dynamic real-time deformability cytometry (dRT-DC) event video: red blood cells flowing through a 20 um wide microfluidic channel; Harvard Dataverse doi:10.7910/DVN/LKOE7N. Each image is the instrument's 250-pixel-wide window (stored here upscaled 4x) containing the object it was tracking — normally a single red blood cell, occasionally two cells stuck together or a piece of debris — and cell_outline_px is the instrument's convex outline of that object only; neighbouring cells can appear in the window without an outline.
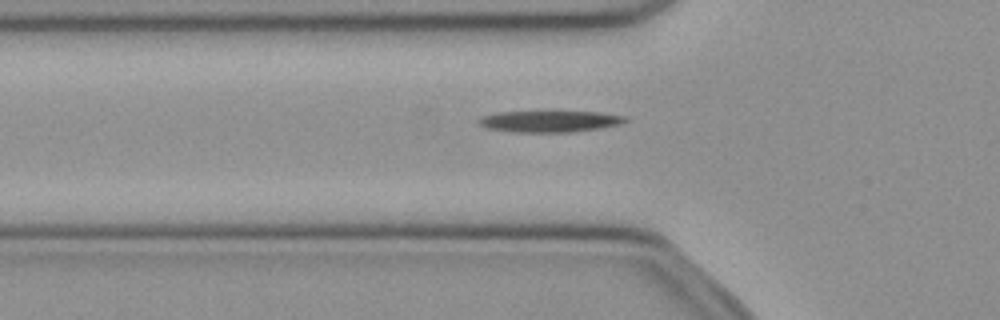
{"species": "common noctule bat (a hibernating species)", "species_latin": "Nyctalus noctula", "temperature_condition": "cold", "stored_images_in_passage": 42, "camera_frame_rate_fps": 3000, "um_per_image_px": 0.085, "animal": {"sex": "female", "body_mass_g": 21.9}, "frame": {"image": 1, "passage_image": 17, "time_ms": 5.333, "image_size_px": [1000, 320], "cell_outline_px": [[628, 120], [620, 124], [600, 128], [572, 132], [512, 132], [484, 128], [476, 120], [480, 116], [500, 112], [596, 112], [628, 116]], "centroid_in_image_um": [46.69, 10.32], "position_along_channel_um": 79.1, "area_um2": 18.32}}
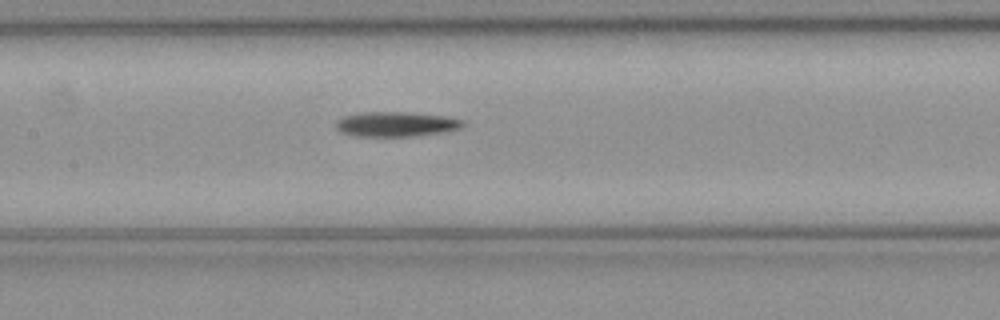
{"frame": {"image": 2, "passage_image": 24, "time_ms": 7.667, "image_size_px": [1000, 320], "cell_outline_px": [[468, 124], [464, 128], [444, 132], [420, 136], [356, 136], [340, 132], [336, 128], [336, 124], [344, 116], [364, 112], [408, 112], [444, 116], [464, 120]], "centroid_in_image_um": [33.76, 10.56], "position_along_channel_um": 173.6, "area_um2": 18.55}}
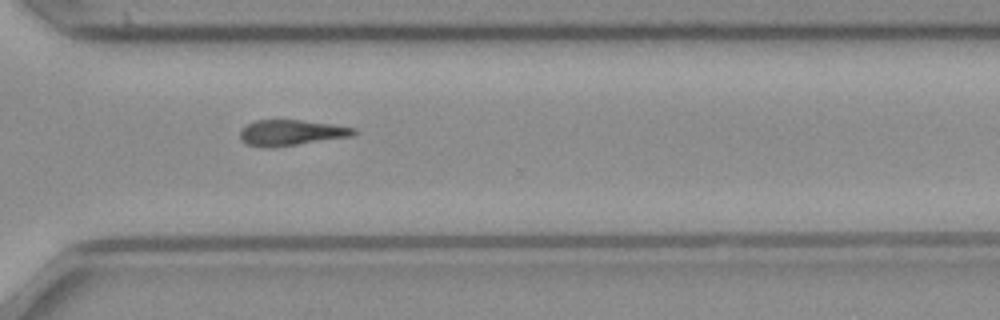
{"frame": {"image": 3, "passage_image": 37, "time_ms": 12.0, "image_size_px": [1000, 320], "cell_outline_px": [[360, 132], [352, 136], [272, 148], [260, 148], [244, 144], [240, 140], [240, 128], [256, 120], [300, 120], [332, 124], [356, 128]], "centroid_in_image_um": [24.72, 11.29], "position_along_channel_um": 345.9, "area_um2": 17.34}}